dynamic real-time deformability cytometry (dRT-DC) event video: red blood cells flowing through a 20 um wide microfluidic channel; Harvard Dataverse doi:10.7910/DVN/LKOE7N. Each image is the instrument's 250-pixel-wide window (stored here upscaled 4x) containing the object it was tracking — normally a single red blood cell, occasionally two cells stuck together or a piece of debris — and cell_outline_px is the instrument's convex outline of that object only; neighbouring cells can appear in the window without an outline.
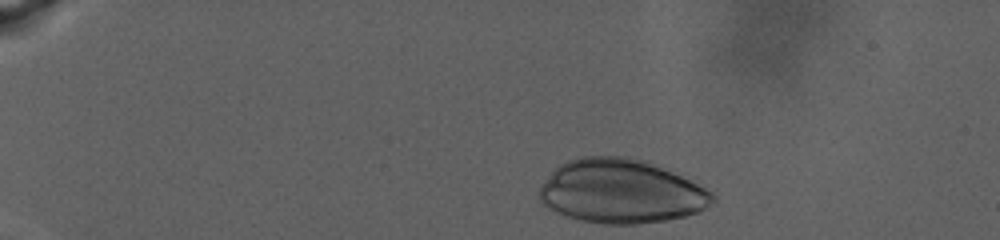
{"species": "human", "species_latin": "Homo sapiens", "temperature_condition": "warm", "stored_images_in_passage": 29, "camera_frame_rate_fps": 3000, "um_per_image_px": 0.085, "donor": {"sex": "male"}, "frame": {"image": 1, "passage_image": 2, "time_ms": 0.333, "image_size_px": [1000, 240], "cell_outline_px": [[716, 200], [700, 212], [684, 216], [664, 220], [636, 224], [604, 224], [580, 220], [556, 212], [548, 208], [540, 200], [540, 188], [552, 172], [560, 164], [568, 160], [580, 156], [628, 156], [644, 160], [716, 188]], "centroid_in_image_um": [52.91, 16.25], "position_along_channel_um": 32.1, "area_um2": 65.37}}
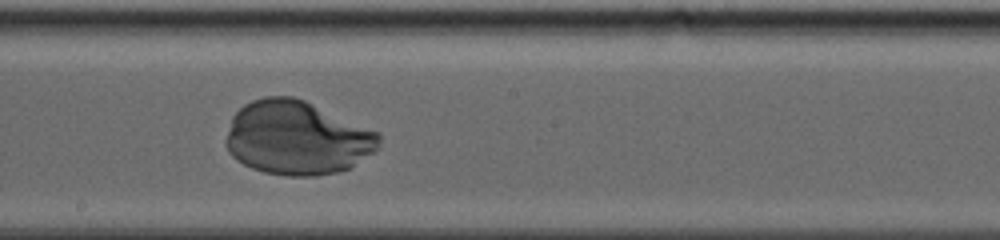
{"frame": {"image": 2, "passage_image": 19, "time_ms": 6.0, "image_size_px": [1000, 240], "cell_outline_px": [[380, 148], [352, 168], [336, 172], [316, 176], [288, 176], [264, 172], [252, 168], [236, 160], [228, 152], [224, 140], [232, 116], [244, 104], [252, 100], [264, 96], [292, 96], [304, 100], [380, 132]], "centroid_in_image_um": [25.26, 11.73], "position_along_channel_um": 222.9, "area_um2": 66.53}}
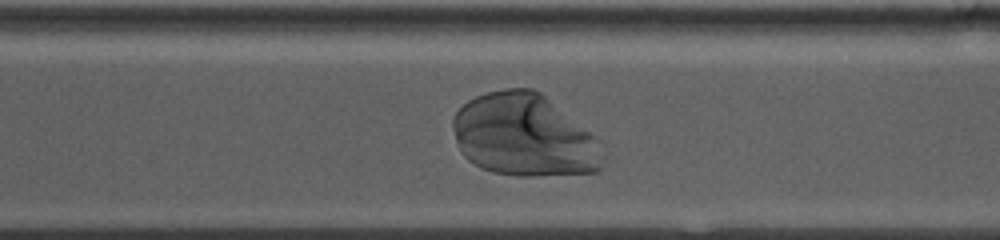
{"frame": {"image": 3, "passage_image": 25, "time_ms": 8.0, "image_size_px": [1000, 240], "cell_outline_px": [[600, 168], [596, 172], [532, 176], [516, 176], [492, 172], [468, 160], [464, 156], [456, 140], [452, 128], [452, 120], [456, 112], [468, 100], [476, 96], [488, 92], [504, 88], [532, 88], [540, 92], [588, 132], [592, 136]], "centroid_in_image_um": [44.43, 11.5], "position_along_channel_um": 326.2, "area_um2": 70.4}}